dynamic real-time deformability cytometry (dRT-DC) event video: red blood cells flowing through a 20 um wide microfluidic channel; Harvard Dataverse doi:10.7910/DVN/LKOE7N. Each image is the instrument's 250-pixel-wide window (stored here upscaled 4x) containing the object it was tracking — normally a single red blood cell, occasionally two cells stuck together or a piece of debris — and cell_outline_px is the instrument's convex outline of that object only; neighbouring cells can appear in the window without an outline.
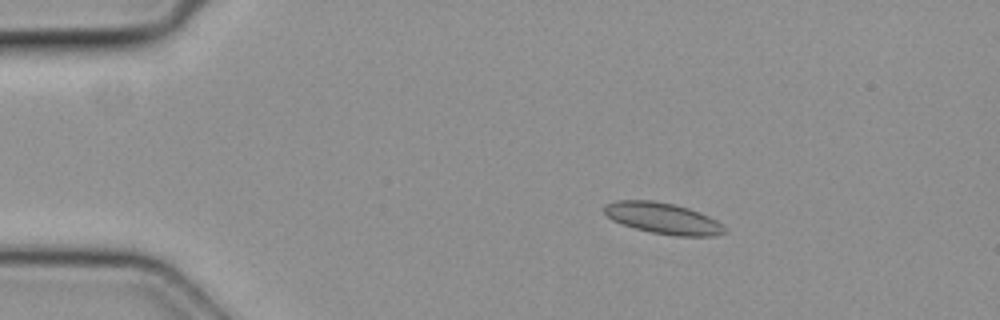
{"species": "common noctule bat (a hibernating species)", "species_latin": "Nyctalus noctula", "temperature_condition": "cold", "stored_images_in_passage": 50, "segment_of_instrument_passage": [1, 2], "camera_frame_rate_fps": 3000, "um_per_image_px": 0.085, "animal": {"sex": "female", "body_mass_g": 19.3, "forearm_length_mm": 54.1}, "frame": {"image": 1, "passage_image": 9, "time_ms": 2.667, "image_size_px": [1000, 320], "cell_outline_px": [[724, 232], [712, 236], [676, 236], [652, 232], [636, 228], [612, 220], [604, 212], [604, 204], [616, 200], [652, 200], [676, 204], [700, 212], [716, 220], [724, 228]], "centroid_in_image_um": [56.32, 18.54], "position_along_channel_um": 28.7, "area_um2": 21.62}}
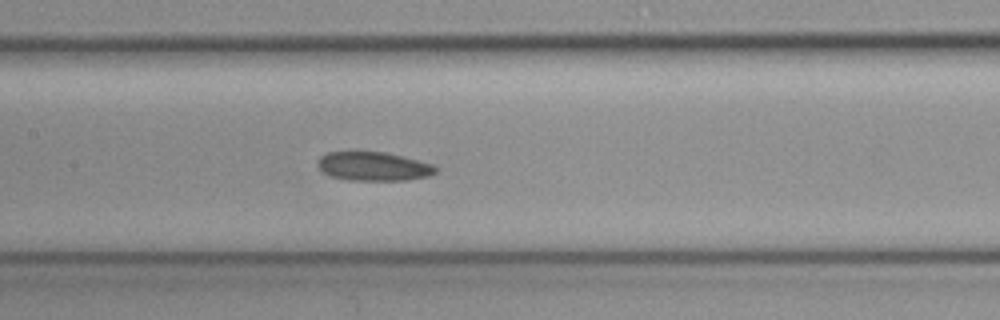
{"frame": {"image": 2, "passage_image": 24, "time_ms": 7.667, "image_size_px": [1000, 320], "cell_outline_px": [[436, 172], [428, 176], [404, 180], [348, 180], [332, 176], [324, 172], [316, 164], [316, 160], [320, 156], [328, 152], [356, 148], [384, 152], [432, 164], [436, 168]], "centroid_in_image_um": [31.64, 14.09], "position_along_channel_um": 175.8, "area_um2": 20.35}}
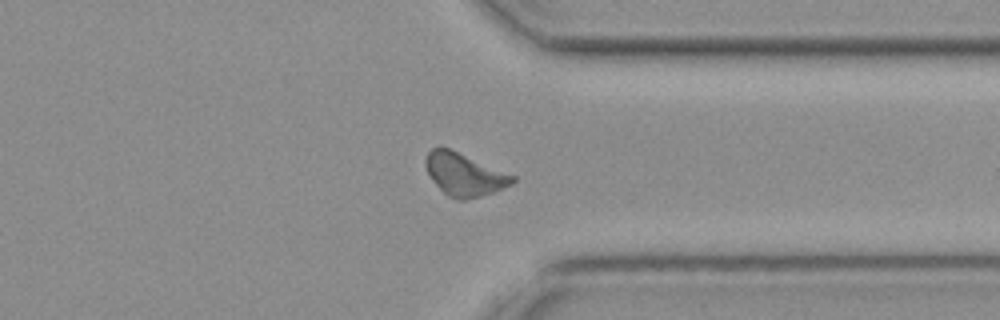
{"frame": {"image": 3, "passage_image": 38, "time_ms": 12.333, "image_size_px": [1000, 320], "cell_outline_px": [[516, 180], [512, 184], [496, 192], [464, 200], [456, 200], [448, 196], [432, 180], [424, 164], [424, 160], [428, 152], [432, 148], [440, 144], [516, 176]], "centroid_in_image_um": [39.46, 14.81], "position_along_channel_um": 371.9, "area_um2": 21.85}}